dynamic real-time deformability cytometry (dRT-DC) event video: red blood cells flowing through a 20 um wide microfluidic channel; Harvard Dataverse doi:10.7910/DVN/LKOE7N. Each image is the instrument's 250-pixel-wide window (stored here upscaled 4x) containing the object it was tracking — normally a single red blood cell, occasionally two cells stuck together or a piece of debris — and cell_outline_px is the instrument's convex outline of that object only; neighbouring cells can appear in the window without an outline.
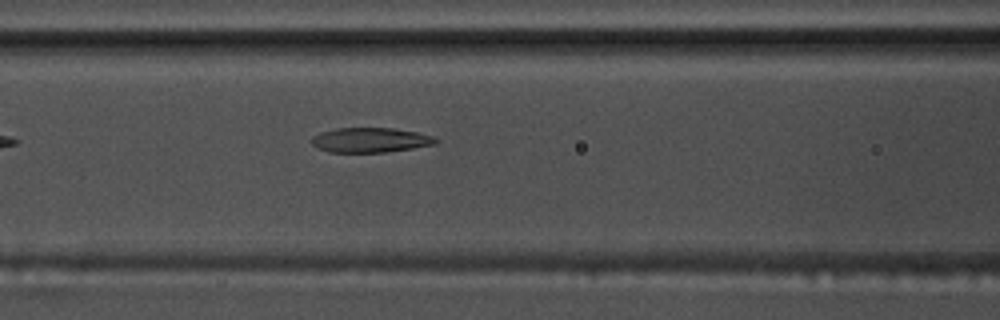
{"species": "common noctule bat (a hibernating species)", "species_latin": "Nyctalus noctula", "temperature_condition": "warm", "stored_images_in_passage": 41, "camera_frame_rate_fps": 3000, "um_per_image_px": 0.085, "animal": {"sex": "male", "body_mass_g": 17.5, "forearm_length_mm": 52.3}, "frame": {"image": 1, "passage_image": 15, "time_ms": 4.667, "image_size_px": [1000, 320], "cell_outline_px": [[440, 140], [436, 144], [412, 148], [384, 152], [328, 152], [316, 148], [312, 144], [312, 136], [320, 132], [336, 128], [392, 128], [416, 132], [432, 136]], "centroid_in_image_um": [31.45, 11.9], "position_along_channel_um": 135.1, "area_um2": 17.92}}
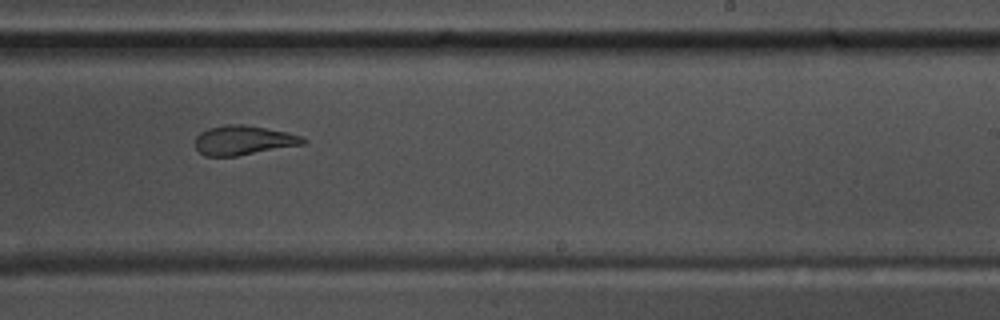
{"frame": {"image": 2, "passage_image": 26, "time_ms": 8.333, "image_size_px": [1000, 320], "cell_outline_px": [[308, 140], [304, 144], [236, 156], [204, 156], [196, 148], [196, 136], [200, 132], [208, 128], [228, 124], [244, 124], [284, 132], [300, 136]], "centroid_in_image_um": [20.66, 11.92], "position_along_channel_um": 268.3, "area_um2": 18.26}}
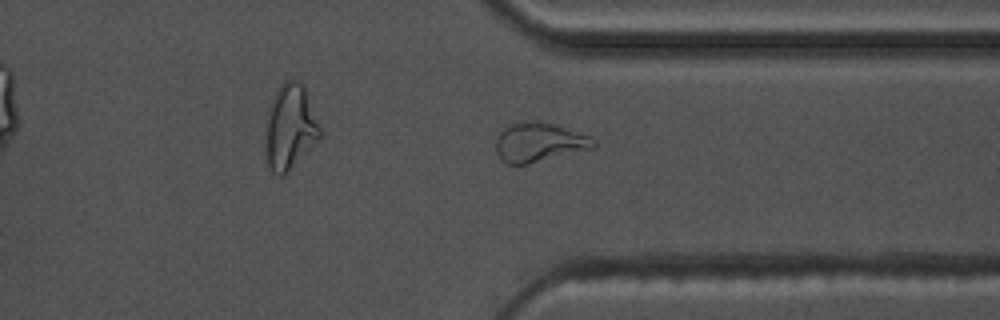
{"frame": {"image": 3, "passage_image": 34, "time_ms": 11.0, "image_size_px": [1000, 320], "cell_outline_px": [[596, 148], [528, 164], [508, 164], [500, 160], [496, 152], [496, 136], [508, 124], [532, 120], [536, 120], [552, 124], [592, 136], [596, 140]], "centroid_in_image_um": [45.83, 12.1], "position_along_channel_um": 365.6, "area_um2": 22.66}, "authors_computed_cell_mechanics": {"area_um2": 19.1318, "velocity_mm_per_s": 3.642, "shape_relaxation_time_tau1_ms": 8.424, "shape_relaxation_time_tau2_ms": 1.8525, "deformation_change_tau1": 0.2483, "deformation_change_tau2": 0.0926}}